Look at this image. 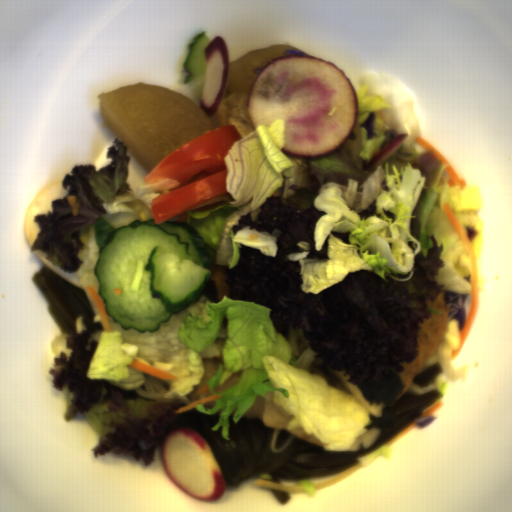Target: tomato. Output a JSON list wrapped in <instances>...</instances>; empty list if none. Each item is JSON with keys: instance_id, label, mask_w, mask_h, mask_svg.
Wrapping results in <instances>:
<instances>
[{"instance_id": "1", "label": "tomato", "mask_w": 512, "mask_h": 512, "mask_svg": "<svg viewBox=\"0 0 512 512\" xmlns=\"http://www.w3.org/2000/svg\"><path fill=\"white\" fill-rule=\"evenodd\" d=\"M241 137L234 124L219 126L173 150L154 166L144 183L152 185L167 178L180 183L150 201L156 225L230 193L225 158Z\"/></svg>"}]
</instances>
